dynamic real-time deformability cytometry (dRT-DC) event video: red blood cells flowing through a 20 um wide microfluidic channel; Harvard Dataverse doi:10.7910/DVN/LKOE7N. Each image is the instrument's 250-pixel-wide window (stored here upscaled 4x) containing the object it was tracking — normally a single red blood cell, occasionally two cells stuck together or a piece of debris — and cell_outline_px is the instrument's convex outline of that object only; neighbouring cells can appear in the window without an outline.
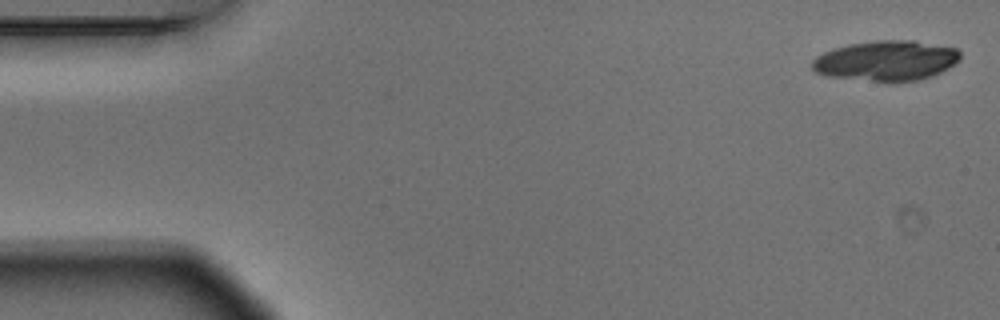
{"species": "Egyptian fruit bat (a non-hibernating species)", "species_latin": "Rousettus aegyptiacus", "temperature_condition": "warm", "stored_images_in_passage": 4, "segment_of_instrument_passage": [1, 2], "camera_frame_rate_fps": 3000, "um_per_image_px": 0.085, "animal": {"sex": "male"}, "frame": {"image": 1, "passage_image": 1, "time_ms": 0.0, "image_size_px": [1000, 320], "cell_outline_px": [[960, 60], [956, 64], [932, 76], [916, 80], [892, 84], [888, 84], [824, 76], [816, 72], [812, 68], [812, 60], [816, 56], [824, 52], [848, 44], [876, 40], [916, 40], [956, 48], [960, 52]], "centroid_in_image_um": [75.32, 5.19], "position_along_channel_um": 9.7, "area_um2": 35.55}}